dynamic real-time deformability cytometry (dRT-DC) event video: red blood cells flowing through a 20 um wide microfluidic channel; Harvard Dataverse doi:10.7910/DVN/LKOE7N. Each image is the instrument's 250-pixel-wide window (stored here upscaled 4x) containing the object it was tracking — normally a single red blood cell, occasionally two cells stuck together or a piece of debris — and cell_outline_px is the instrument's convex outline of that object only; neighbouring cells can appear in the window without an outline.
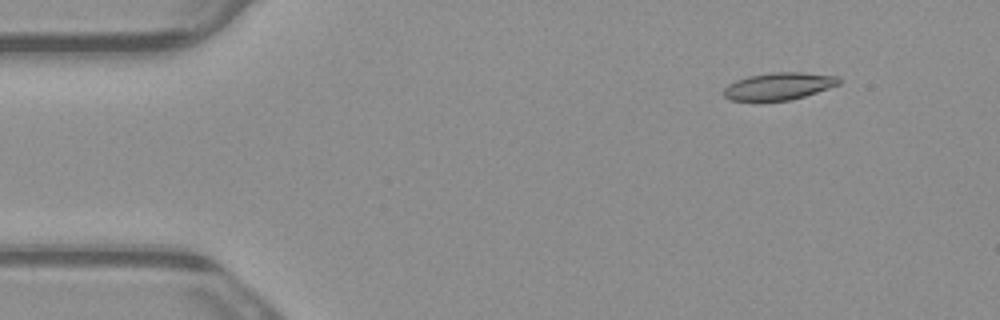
{"species": "common noctule bat (a hibernating species)", "species_latin": "Nyctalus noctula", "temperature_condition": "warm", "stored_images_in_passage": 4, "camera_frame_rate_fps": 3000, "um_per_image_px": 0.085, "animal": {"sex": "male", "body_mass_g": 23.1, "forearm_length_mm": 52.7}, "frame": {"image": 1, "passage_image": 2, "time_ms": 0.333, "image_size_px": [1000, 320], "cell_outline_px": [[840, 84], [792, 100], [756, 104], [732, 100], [724, 96], [724, 88], [728, 84], [736, 80], [748, 76], [772, 72], [800, 72], [840, 76]], "centroid_in_image_um": [66.14, 7.37], "position_along_channel_um": 18.9, "area_um2": 19.02}}